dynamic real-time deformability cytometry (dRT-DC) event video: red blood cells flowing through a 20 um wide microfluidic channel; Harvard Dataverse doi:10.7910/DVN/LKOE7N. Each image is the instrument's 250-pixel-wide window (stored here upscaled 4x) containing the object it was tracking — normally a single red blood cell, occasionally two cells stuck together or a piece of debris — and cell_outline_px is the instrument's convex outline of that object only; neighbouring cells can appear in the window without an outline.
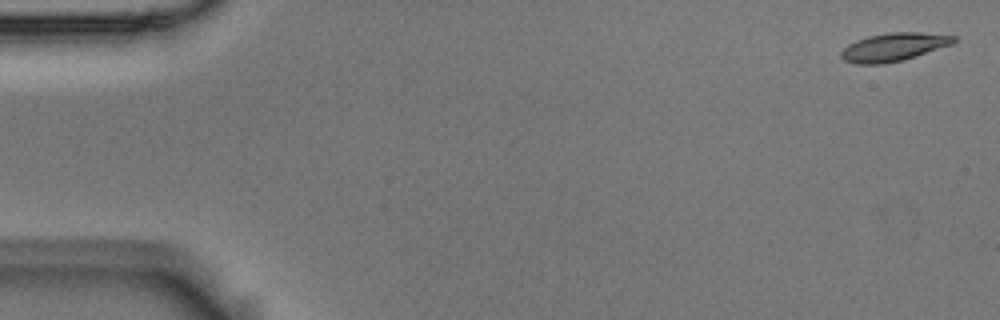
{"species": "Egyptian fruit bat (a non-hibernating species)", "species_latin": "Rousettus aegyptiacus", "temperature_condition": "room temperature", "stored_images_in_passage": 12, "camera_frame_rate_fps": 3000, "um_per_image_px": 0.085, "animal": {"sex": "male"}, "frame": {"image": 1, "passage_image": 1, "time_ms": 0.0, "image_size_px": [1000, 320], "cell_outline_px": [[956, 40], [952, 44], [904, 60], [884, 64], [856, 64], [844, 60], [840, 56], [840, 52], [848, 44], [856, 40], [868, 36], [888, 32], [920, 32], [956, 36]], "centroid_in_image_um": [75.94, 4.0], "position_along_channel_um": 9.1, "area_um2": 18.55}}
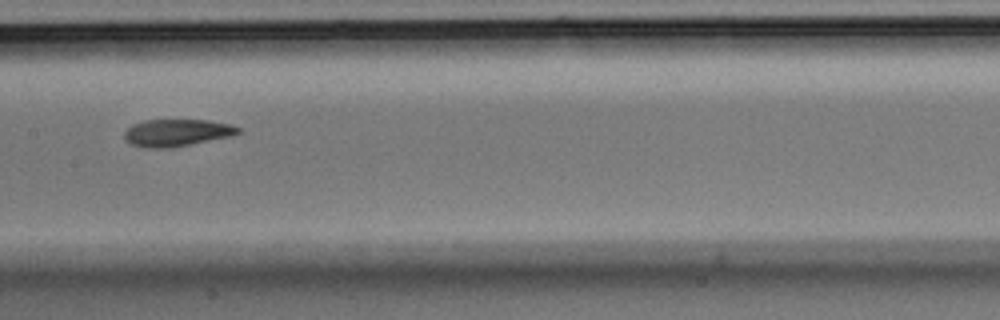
{"frame": {"image": 2, "passage_image": 7, "time_ms": 2.0, "image_size_px": [1000, 320], "cell_outline_px": [[240, 132], [228, 136], [188, 144], [164, 148], [144, 148], [132, 144], [124, 136], [124, 132], [132, 124], [144, 120], [208, 120], [228, 124], [240, 128]], "centroid_in_image_um": [14.97, 11.26], "position_along_channel_um": 192.4, "area_um2": 17.51}}
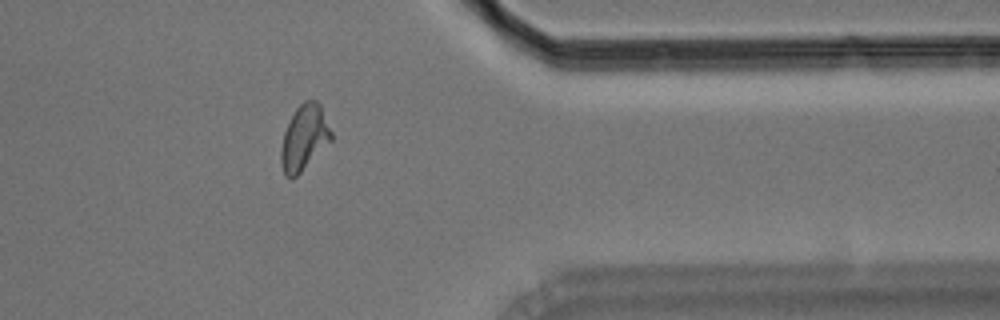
{"frame": {"image": 3, "passage_image": 12, "time_ms": 3.667, "image_size_px": [1000, 320], "cell_outline_px": [[332, 140], [292, 180], [284, 176], [280, 164], [280, 152], [284, 132], [296, 108], [304, 100], [316, 100], [320, 104], [332, 132]], "centroid_in_image_um": [25.84, 11.72], "position_along_channel_um": 385.6, "area_um2": 19.07}}